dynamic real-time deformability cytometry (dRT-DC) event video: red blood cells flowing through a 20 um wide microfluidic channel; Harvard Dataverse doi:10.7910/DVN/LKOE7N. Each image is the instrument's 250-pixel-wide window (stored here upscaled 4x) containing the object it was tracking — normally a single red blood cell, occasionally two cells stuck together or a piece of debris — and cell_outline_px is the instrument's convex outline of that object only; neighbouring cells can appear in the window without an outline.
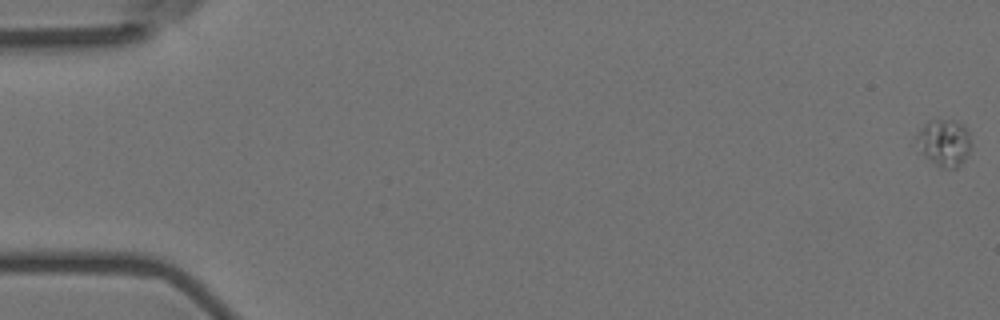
{"species": "Egyptian fruit bat (a non-hibernating species)", "species_latin": "Rousettus aegyptiacus", "temperature_condition": "room temperature", "stored_images_in_passage": 58, "camera_frame_rate_fps": 3000, "um_per_image_px": 0.085, "animal": {"sex": "female"}, "frame": {"image": 1, "passage_image": 1, "time_ms": 0.0, "image_size_px": [1000, 320], "cell_outline_px": [[968, 152], [964, 160], [956, 168], [944, 168], [936, 164], [924, 156], [916, 140], [916, 136], [920, 128], [928, 120], [956, 120], [964, 124], [968, 132]], "centroid_in_image_um": [80.23, 12.1], "position_along_channel_um": 4.8, "area_um2": 14.57}}
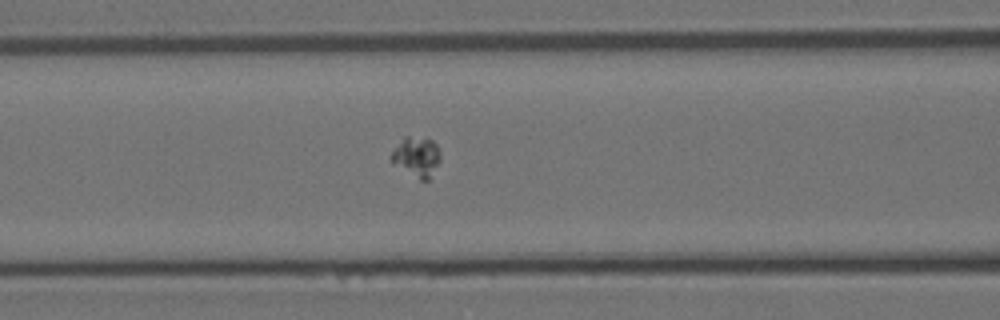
{"frame": {"image": 2, "passage_image": 25, "time_ms": 8.0, "image_size_px": [1000, 320], "cell_outline_px": [[440, 160], [428, 180], [420, 180], [392, 164], [388, 160], [392, 152], [404, 136], [408, 136], [432, 140], [436, 144], [440, 152]], "centroid_in_image_um": [35.38, 13.34], "position_along_channel_um": 131.2, "area_um2": 11.39}}
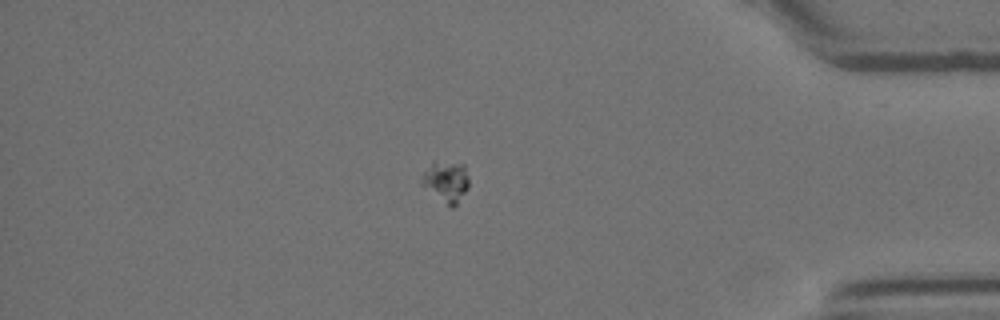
{"frame": {"image": 3, "passage_image": 50, "time_ms": 16.333, "image_size_px": [1000, 320], "cell_outline_px": [[468, 188], [456, 204], [452, 208], [424, 184], [420, 180], [420, 176], [432, 160], [436, 160], [464, 164], [468, 176]], "centroid_in_image_um": [37.93, 15.34], "position_along_channel_um": 397.3, "area_um2": 10.98}}